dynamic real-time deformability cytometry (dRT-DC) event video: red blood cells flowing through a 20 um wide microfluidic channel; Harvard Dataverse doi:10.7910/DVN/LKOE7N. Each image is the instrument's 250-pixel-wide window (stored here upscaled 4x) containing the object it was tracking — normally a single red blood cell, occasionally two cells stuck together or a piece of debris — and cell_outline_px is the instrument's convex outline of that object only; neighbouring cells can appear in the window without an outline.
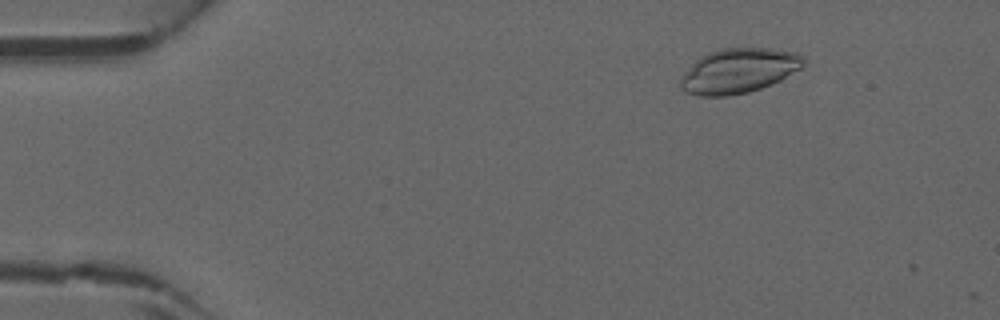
{"species": "common noctule bat (a hibernating species)", "species_latin": "Nyctalus noctula", "temperature_condition": "warm", "stored_images_in_passage": 41, "camera_frame_rate_fps": 3000, "um_per_image_px": 0.085, "animal": {"sex": "male", "forearm_length_mm": 52.5}, "frame": {"image": 1, "passage_image": 2, "time_ms": 0.333, "image_size_px": [1000, 320], "cell_outline_px": [[808, 60], [800, 68], [780, 80], [772, 84], [748, 92], [728, 96], [700, 96], [684, 92], [680, 88], [680, 76], [700, 56], [708, 52], [720, 48], [772, 48], [796, 52], [804, 56]], "centroid_in_image_um": [62.78, 6.01], "position_along_channel_um": 22.2, "area_um2": 32.37}}
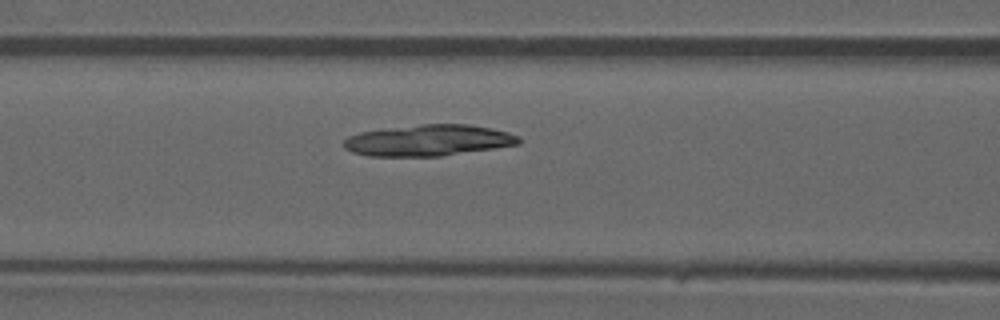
{"frame": {"image": 2, "passage_image": 15, "time_ms": 4.667, "image_size_px": [1000, 320], "cell_outline_px": [[520, 144], [440, 156], [368, 156], [352, 152], [344, 148], [344, 140], [348, 136], [360, 132], [388, 128], [420, 124], [468, 124], [492, 128], [508, 132], [520, 136]], "centroid_in_image_um": [36.42, 11.93], "position_along_channel_um": 130.2, "area_um2": 31.79}}
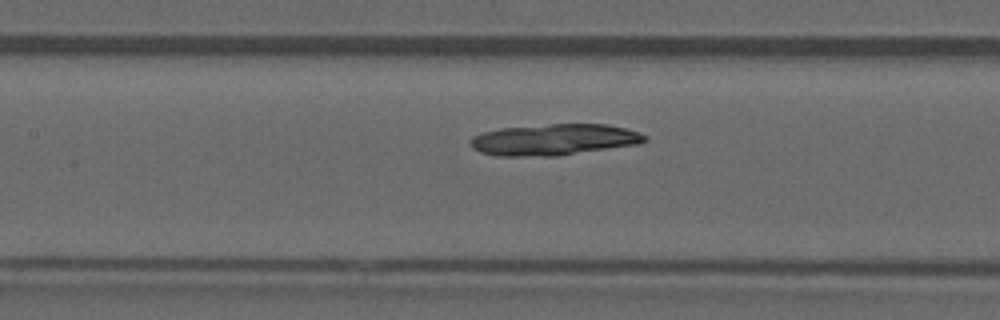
{"frame": {"image": 3, "passage_image": 17, "time_ms": 5.333, "image_size_px": [1000, 320], "cell_outline_px": [[648, 140], [640, 144], [560, 156], [496, 156], [480, 152], [472, 148], [468, 140], [472, 136], [484, 132], [500, 128], [548, 124], [608, 124], [640, 132], [648, 136]], "centroid_in_image_um": [47.11, 11.88], "position_along_channel_um": 160.3, "area_um2": 32.25}}